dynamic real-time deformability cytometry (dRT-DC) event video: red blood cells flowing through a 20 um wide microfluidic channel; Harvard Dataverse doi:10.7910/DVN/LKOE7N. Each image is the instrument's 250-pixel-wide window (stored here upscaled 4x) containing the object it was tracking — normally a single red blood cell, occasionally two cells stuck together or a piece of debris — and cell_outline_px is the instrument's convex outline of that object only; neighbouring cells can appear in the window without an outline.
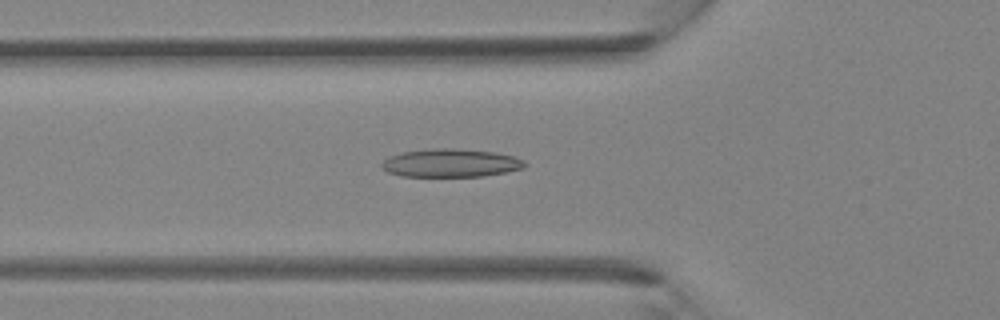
{"species": "Egyptian fruit bat (a non-hibernating species)", "species_latin": "Rousettus aegyptiacus", "temperature_condition": "room temperature", "stored_images_in_passage": 38, "camera_frame_rate_fps": 3000, "um_per_image_px": 0.085, "animal": {"sex": "female"}, "frame": {"image": 1, "passage_image": 13, "time_ms": 4.0, "image_size_px": [1000, 320], "cell_outline_px": [[524, 168], [508, 172], [484, 176], [400, 176], [388, 172], [380, 168], [380, 164], [388, 156], [404, 152], [436, 148], [456, 148], [496, 152], [516, 156], [524, 160]], "centroid_in_image_um": [38.32, 13.85], "position_along_channel_um": 87.5, "area_um2": 23.7}}
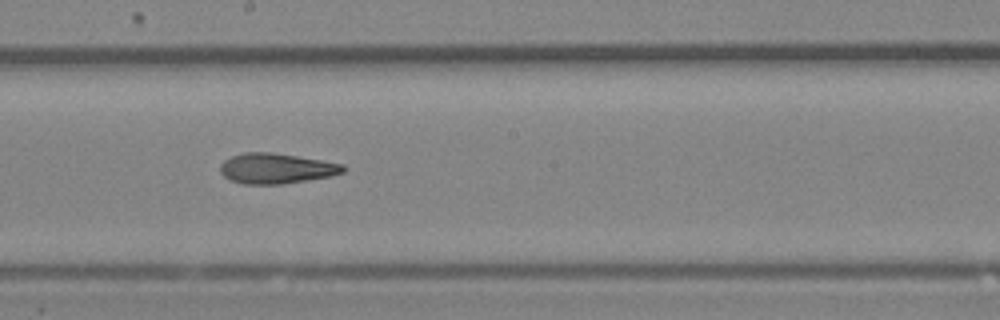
{"frame": {"image": 2, "passage_image": 21, "time_ms": 6.667, "image_size_px": [1000, 320], "cell_outline_px": [[348, 168], [344, 172], [332, 176], [280, 184], [244, 184], [232, 180], [224, 176], [220, 172], [220, 164], [224, 160], [232, 156], [244, 152], [272, 152], [344, 164]], "centroid_in_image_um": [23.5, 14.31], "position_along_channel_um": 224.7, "area_um2": 21.68}}
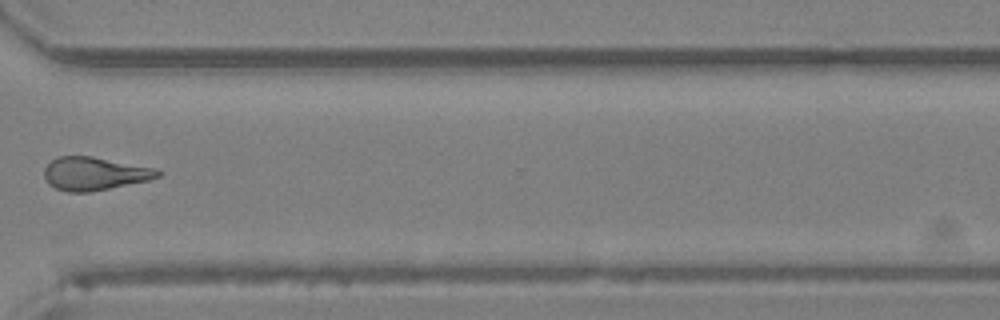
{"frame": {"image": 3, "passage_image": 29, "time_ms": 9.333, "image_size_px": [1000, 320], "cell_outline_px": [[160, 176], [148, 180], [92, 192], [68, 192], [56, 188], [48, 184], [44, 176], [44, 168], [52, 160], [60, 156], [92, 156], [160, 168]], "centroid_in_image_um": [8.06, 14.75], "position_along_channel_um": 362.5, "area_um2": 22.14}}